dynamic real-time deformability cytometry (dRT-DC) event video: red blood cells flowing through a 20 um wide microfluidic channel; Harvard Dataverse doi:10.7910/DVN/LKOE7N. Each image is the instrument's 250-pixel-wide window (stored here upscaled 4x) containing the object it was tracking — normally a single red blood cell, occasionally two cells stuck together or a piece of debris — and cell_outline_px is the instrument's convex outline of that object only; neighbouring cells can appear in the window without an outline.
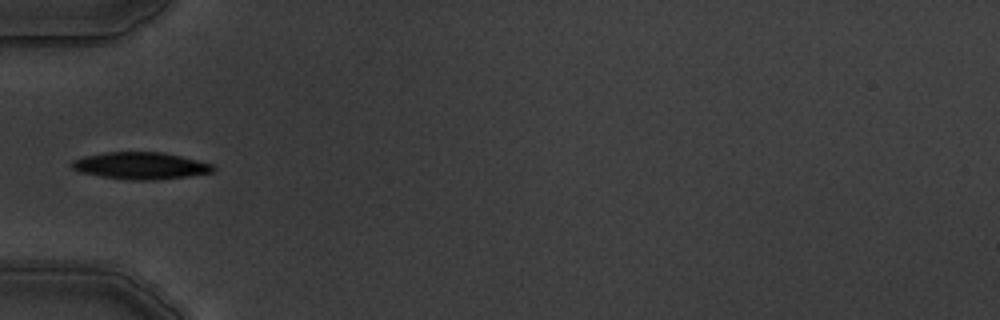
{"species": "common noctule bat (a hibernating species)", "species_latin": "Nyctalus noctula", "temperature_condition": "warm", "stored_images_in_passage": 6, "camera_frame_rate_fps": 3000, "um_per_image_px": 0.085, "animal": {"sex": "male", "body_mass_g": 19.5, "forearm_length_mm": 54.6}, "frame": {"image": 1, "passage_image": 5, "time_ms": 4.667, "image_size_px": [1000, 320], "cell_outline_px": [[216, 168], [212, 172], [188, 176], [156, 180], [128, 180], [80, 172], [72, 168], [72, 160], [84, 156], [108, 152], [160, 152], [180, 156], [212, 164]], "centroid_in_image_um": [11.95, 14.09], "position_along_channel_um": 73.0, "area_um2": 21.96}}